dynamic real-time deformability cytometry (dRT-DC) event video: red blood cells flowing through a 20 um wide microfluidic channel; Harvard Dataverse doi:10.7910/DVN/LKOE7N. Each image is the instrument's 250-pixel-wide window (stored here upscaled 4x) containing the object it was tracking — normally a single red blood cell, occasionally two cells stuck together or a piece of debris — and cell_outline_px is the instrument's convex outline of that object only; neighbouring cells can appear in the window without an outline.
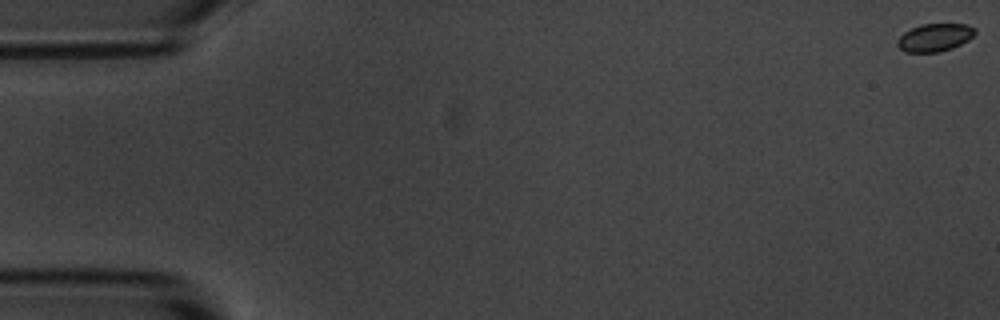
{"species": "common noctule bat (a hibernating species)", "species_latin": "Nyctalus noctula", "temperature_condition": "room temperature", "stored_images_in_passage": 16, "camera_frame_rate_fps": 3000, "um_per_image_px": 0.085, "animal": {"sex": "male", "body_mass_g": 20.1, "forearm_length_mm": 53.5}, "frame": {"image": 1, "passage_image": 1, "time_ms": 0.0, "image_size_px": [1000, 320], "cell_outline_px": [[976, 32], [968, 40], [952, 48], [940, 52], [904, 52], [896, 44], [896, 40], [904, 32], [920, 24], [968, 24], [976, 28]], "centroid_in_image_um": [79.44, 3.18], "position_along_channel_um": 5.6, "area_um2": 12.66}}
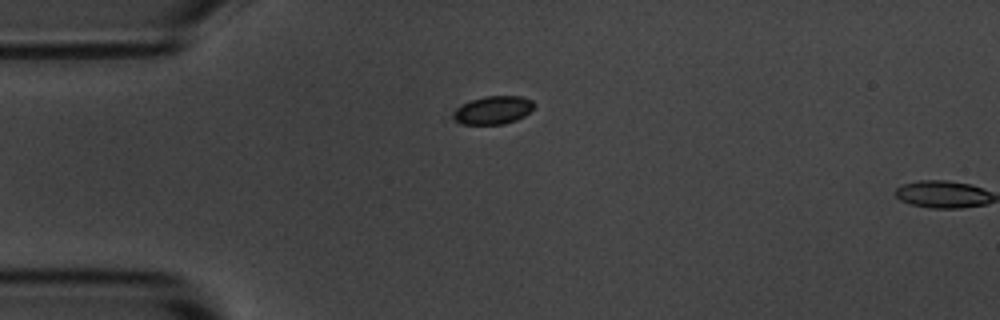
{"frame": {"image": 2, "passage_image": 15, "time_ms": 4.667, "image_size_px": [1000, 320], "cell_outline_px": [[536, 104], [524, 116], [516, 120], [504, 124], [464, 124], [456, 120], [452, 116], [456, 108], [472, 100], [484, 96], [520, 96], [532, 100]], "centroid_in_image_um": [41.94, 9.35], "position_along_channel_um": 43.1, "area_um2": 13.06}}